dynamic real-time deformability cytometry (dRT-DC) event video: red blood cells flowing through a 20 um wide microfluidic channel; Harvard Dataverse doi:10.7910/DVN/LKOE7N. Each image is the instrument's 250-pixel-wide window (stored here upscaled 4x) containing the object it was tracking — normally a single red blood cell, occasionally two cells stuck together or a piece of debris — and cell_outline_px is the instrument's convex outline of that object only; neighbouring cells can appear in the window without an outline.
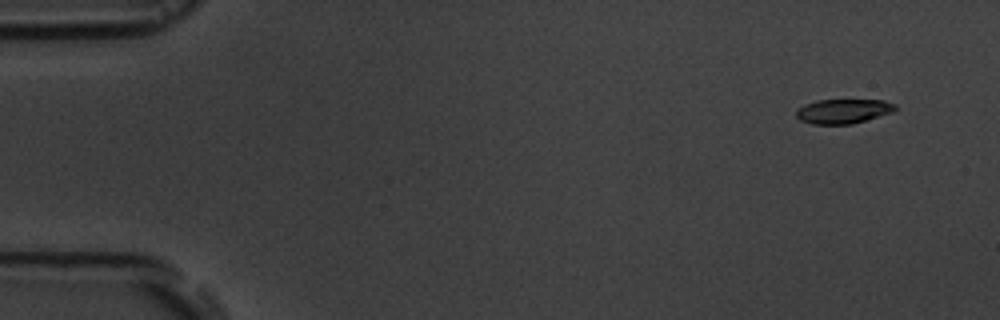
{"species": "common noctule bat (a hibernating species)", "species_latin": "Nyctalus noctula", "temperature_condition": "room temperature", "stored_images_in_passage": 7, "camera_frame_rate_fps": 3000, "um_per_image_px": 0.085, "animal": {"sex": "male", "body_mass_g": 19.5, "forearm_length_mm": 54.6}, "frame": {"image": 1, "passage_image": 1, "time_ms": 0.0, "image_size_px": [1000, 320], "cell_outline_px": [[896, 108], [892, 112], [852, 124], [812, 124], [800, 120], [796, 116], [796, 112], [804, 104], [816, 100], [884, 100], [896, 104]], "centroid_in_image_um": [71.67, 9.45], "position_along_channel_um": 13.3, "area_um2": 14.05}}
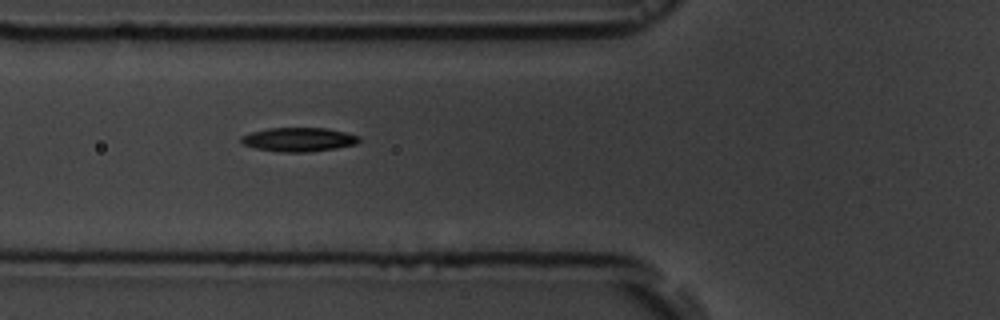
{"frame": {"image": 2, "passage_image": 6, "time_ms": 5.667, "image_size_px": [1000, 320], "cell_outline_px": [[360, 140], [356, 144], [336, 148], [308, 152], [280, 152], [256, 148], [244, 144], [240, 140], [240, 136], [252, 132], [268, 128], [324, 128], [344, 132], [360, 136]], "centroid_in_image_um": [25.39, 11.86], "position_along_channel_um": 100.4, "area_um2": 16.36}}
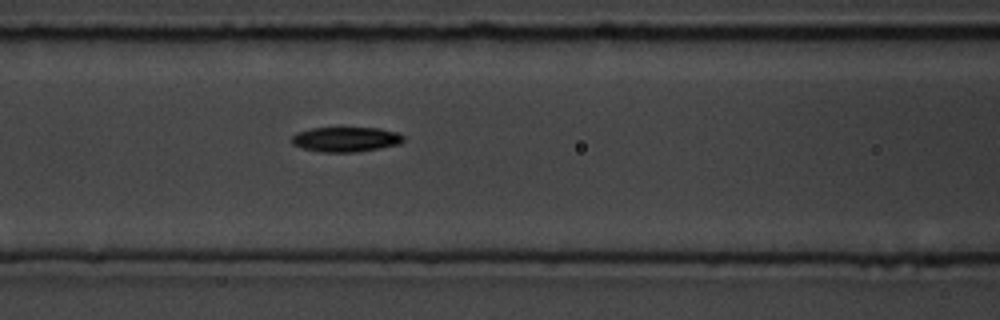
{"frame": {"image": 3, "passage_image": 7, "time_ms": 6.667, "image_size_px": [1000, 320], "cell_outline_px": [[404, 140], [400, 144], [380, 148], [356, 152], [320, 152], [304, 148], [292, 144], [292, 136], [296, 132], [312, 128], [380, 128], [396, 132], [404, 136]], "centroid_in_image_um": [29.4, 11.84], "position_along_channel_um": 137.2, "area_um2": 16.18}}